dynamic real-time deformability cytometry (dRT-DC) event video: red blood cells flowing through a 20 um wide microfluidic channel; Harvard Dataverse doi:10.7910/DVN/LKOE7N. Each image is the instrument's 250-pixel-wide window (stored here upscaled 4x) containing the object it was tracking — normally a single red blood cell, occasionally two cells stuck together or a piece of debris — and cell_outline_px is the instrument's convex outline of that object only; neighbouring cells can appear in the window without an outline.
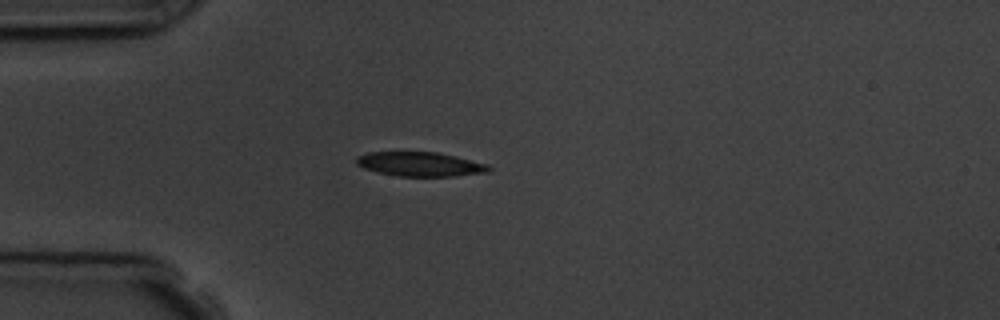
{"species": "common noctule bat (a hibernating species)", "species_latin": "Nyctalus noctula", "temperature_condition": "room temperature", "stored_images_in_passage": 4, "camera_frame_rate_fps": 3000, "um_per_image_px": 0.085, "animal": {"sex": "male", "body_mass_g": 19.5, "forearm_length_mm": 54.6}, "frame": {"image": 1, "passage_image": 4, "time_ms": 3.333, "image_size_px": [1000, 320], "cell_outline_px": [[492, 168], [488, 172], [452, 176], [396, 176], [364, 168], [356, 164], [356, 156], [368, 152], [436, 152], [456, 156], [488, 164]], "centroid_in_image_um": [35.71, 13.95], "position_along_channel_um": 49.3, "area_um2": 18.67}}